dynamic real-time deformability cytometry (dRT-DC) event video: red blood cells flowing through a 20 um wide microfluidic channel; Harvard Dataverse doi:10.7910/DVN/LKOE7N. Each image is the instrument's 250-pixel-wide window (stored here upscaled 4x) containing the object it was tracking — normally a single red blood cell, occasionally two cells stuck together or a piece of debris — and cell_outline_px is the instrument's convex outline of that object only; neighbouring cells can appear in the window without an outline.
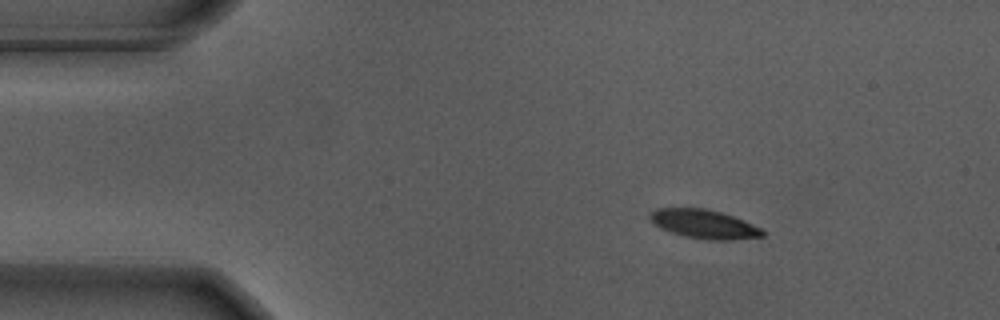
{"species": "Egyptian fruit bat (a non-hibernating species)", "species_latin": "Rousettus aegyptiacus", "temperature_condition": "warm", "stored_images_in_passage": 49, "camera_frame_rate_fps": 3000, "um_per_image_px": 0.085, "animal": {"sex": "male"}, "frame": {"image": 1, "passage_image": 1, "time_ms": 0.0, "image_size_px": [1000, 320], "cell_outline_px": [[764, 236], [732, 240], [708, 240], [688, 236], [672, 232], [660, 228], [652, 224], [648, 216], [648, 212], [656, 208], [704, 208], [720, 212], [744, 220], [760, 228], [764, 232]], "centroid_in_image_um": [59.79, 19.03], "position_along_channel_um": 25.2, "area_um2": 18.9}}
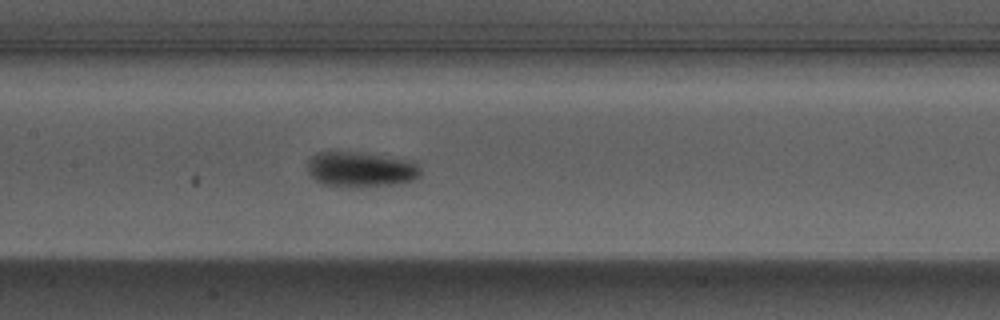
{"frame": {"image": 2, "passage_image": 19, "time_ms": 6.0, "image_size_px": [1000, 320], "cell_outline_px": [[420, 176], [416, 180], [392, 184], [352, 188], [348, 188], [320, 184], [308, 172], [308, 160], [312, 156], [320, 152], [352, 152], [412, 160], [420, 168]], "centroid_in_image_um": [30.65, 14.42], "position_along_channel_um": 176.7, "area_um2": 23.24}}
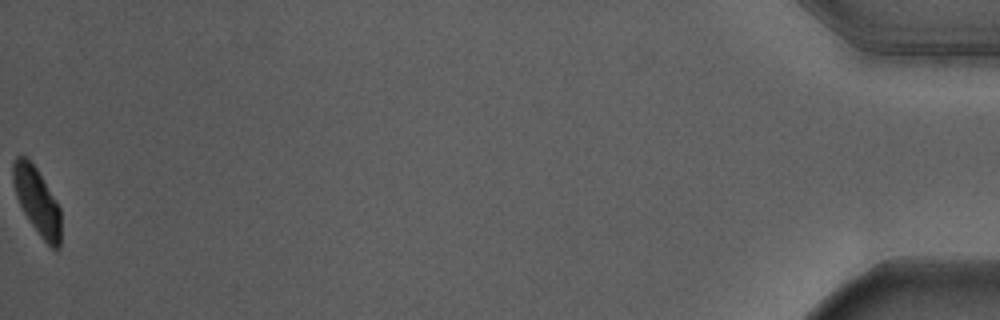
{"frame": {"image": 3, "passage_image": 49, "time_ms": 16.0, "image_size_px": [1000, 320], "cell_outline_px": [[60, 248], [52, 248], [40, 236], [28, 220], [16, 196], [12, 180], [12, 164], [16, 156], [24, 156], [36, 168], [56, 200], [60, 208]], "centroid_in_image_um": [3.13, 17.09], "position_along_channel_um": 432.1, "area_um2": 18.38}, "authors_computed_cell_mechanics": {"area_um2": 20.8658, "velocity_mm_per_s": 3.6417, "shape_relaxation_time_tau1_ms": 1.7784, "shape_relaxation_time_tau2_ms": null, "deformation_change_tau1": 0.1478, "deformation_change_tau2": null}}